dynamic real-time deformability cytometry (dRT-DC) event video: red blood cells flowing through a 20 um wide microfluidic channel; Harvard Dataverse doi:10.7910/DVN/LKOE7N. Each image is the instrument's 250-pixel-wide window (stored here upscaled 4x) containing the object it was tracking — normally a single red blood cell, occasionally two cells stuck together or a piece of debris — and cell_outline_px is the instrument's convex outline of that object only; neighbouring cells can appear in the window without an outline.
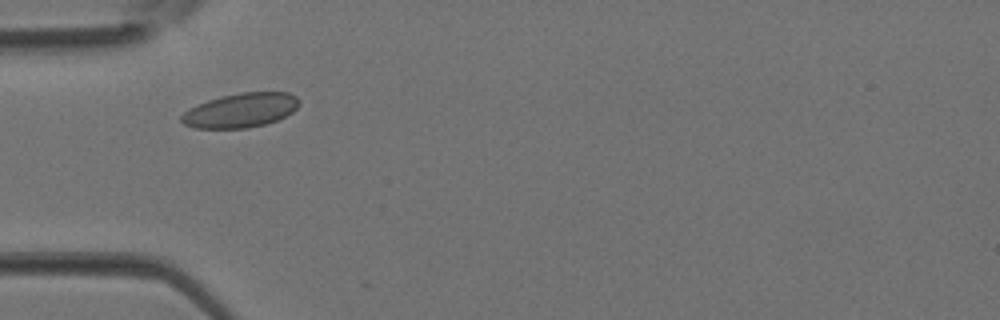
{"species": "Egyptian fruit bat (a non-hibernating species)", "species_latin": "Rousettus aegyptiacus", "temperature_condition": "room temperature", "stored_images_in_passage": 5, "camera_frame_rate_fps": 3000, "um_per_image_px": 0.085, "animal": {"sex": "female"}, "frame": {"image": 1, "passage_image": 5, "time_ms": 1.333, "image_size_px": [1000, 320], "cell_outline_px": [[300, 104], [292, 112], [276, 120], [264, 124], [248, 128], [196, 128], [184, 124], [180, 120], [180, 116], [188, 108], [196, 104], [208, 100], [240, 92], [288, 92], [296, 96], [300, 100]], "centroid_in_image_um": [20.44, 9.37], "position_along_channel_um": 64.6, "area_um2": 23.52}}